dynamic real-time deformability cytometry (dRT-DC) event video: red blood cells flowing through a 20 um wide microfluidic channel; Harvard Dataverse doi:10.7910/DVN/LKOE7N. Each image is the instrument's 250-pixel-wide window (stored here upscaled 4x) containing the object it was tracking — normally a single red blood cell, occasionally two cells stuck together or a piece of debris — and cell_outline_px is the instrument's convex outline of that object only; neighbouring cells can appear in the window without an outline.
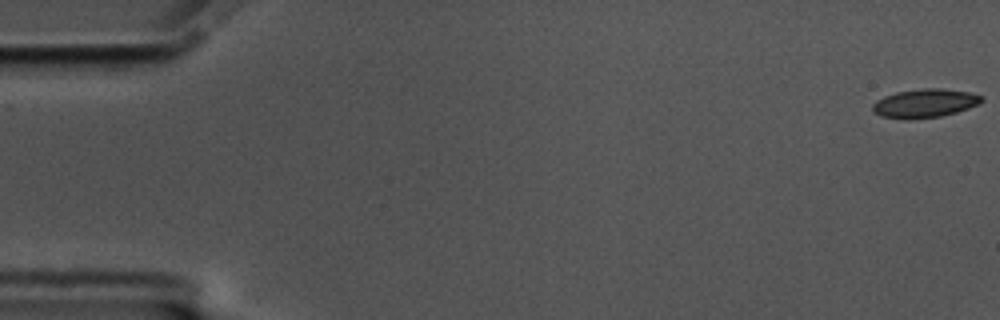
{"species": "common noctule bat (a hibernating species)", "species_latin": "Nyctalus noctula", "temperature_condition": "cold", "stored_images_in_passage": 58, "camera_frame_rate_fps": 3000, "um_per_image_px": 0.085, "animal": {"sex": "male", "body_mass_g": 17.5, "forearm_length_mm": 52.3}, "frame": {"image": 1, "passage_image": 1, "time_ms": 0.0, "image_size_px": [1000, 320], "cell_outline_px": [[984, 100], [980, 104], [956, 112], [940, 116], [904, 120], [900, 120], [880, 116], [872, 112], [872, 104], [876, 100], [884, 96], [896, 92], [924, 88], [940, 88], [968, 92], [984, 96]], "centroid_in_image_um": [78.58, 8.79], "position_along_channel_um": 6.4, "area_um2": 18.44}}
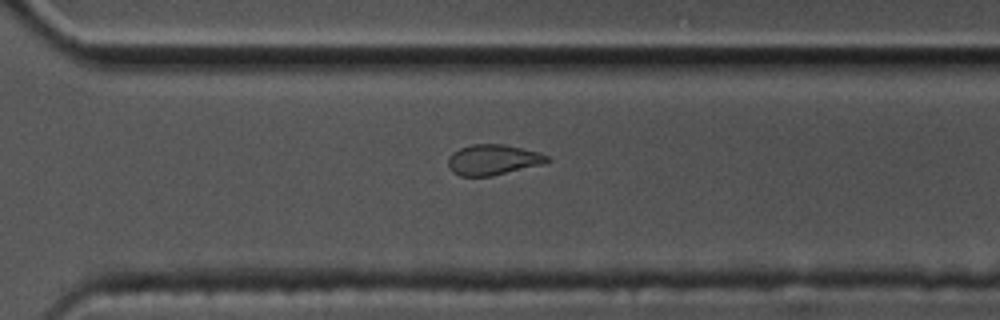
{"frame": {"image": 2, "passage_image": 41, "time_ms": 13.333, "image_size_px": [1000, 320], "cell_outline_px": [[552, 160], [544, 164], [492, 176], [460, 176], [452, 172], [448, 164], [448, 156], [452, 152], [460, 148], [472, 144], [504, 144], [536, 152], [548, 156]], "centroid_in_image_um": [41.89, 13.59], "position_along_channel_um": 328.7, "area_um2": 17.63}}
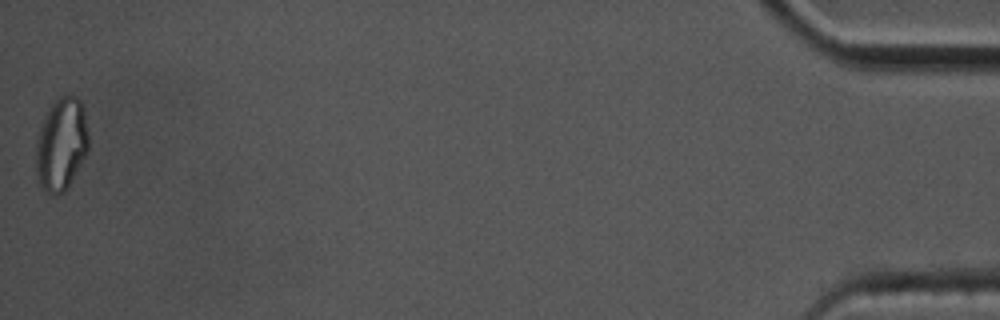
{"frame": {"image": 3, "passage_image": 58, "time_ms": 19.0, "image_size_px": [1000, 320], "cell_outline_px": [[88, 148], [68, 188], [64, 192], [56, 196], [52, 196], [36, 180], [36, 140], [40, 128], [52, 104], [60, 96], [76, 96], [80, 100], [84, 108], [88, 136]], "centroid_in_image_um": [5.2, 12.29], "position_along_channel_um": 430.0, "area_um2": 28.21}, "authors_computed_cell_mechanics": {"area_um2": 18.1492, "velocity_mm_per_s": 3.4925, "shape_relaxation_time_tau1_ms": null, "shape_relaxation_time_tau2_ms": 1.7773, "deformation_change_tau1": null, "deformation_change_tau2": 0.0845}}